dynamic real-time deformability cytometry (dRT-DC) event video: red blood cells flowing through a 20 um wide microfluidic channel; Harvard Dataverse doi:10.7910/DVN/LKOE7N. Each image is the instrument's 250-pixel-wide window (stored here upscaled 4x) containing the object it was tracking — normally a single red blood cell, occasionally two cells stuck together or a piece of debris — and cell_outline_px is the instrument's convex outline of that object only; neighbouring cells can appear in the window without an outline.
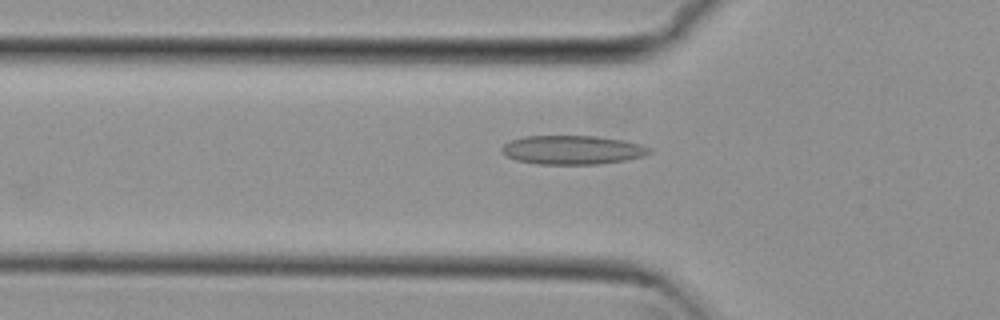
{"species": "common noctule bat (a hibernating species)", "species_latin": "Nyctalus noctula", "temperature_condition": "cold", "stored_images_in_passage": 37, "camera_frame_rate_fps": 3000, "um_per_image_px": 0.085, "animal": {"sex": "female", "body_mass_g": 29.2, "forearm_length_mm": 56.3}, "frame": {"image": 1, "passage_image": 6, "time_ms": 1.667, "image_size_px": [1000, 320], "cell_outline_px": [[652, 152], [644, 156], [624, 160], [596, 164], [536, 164], [516, 160], [504, 156], [500, 152], [500, 148], [504, 144], [512, 140], [524, 136], [596, 136], [624, 140], [640, 144], [652, 148]], "centroid_in_image_um": [48.63, 12.74], "position_along_channel_um": 77.2, "area_um2": 25.03}}
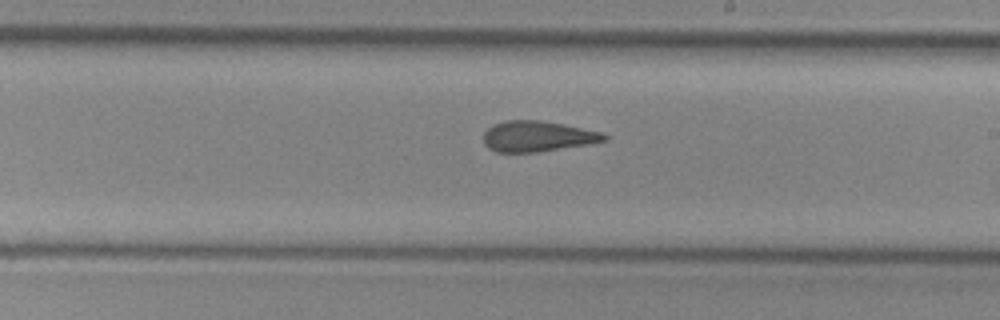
{"frame": {"image": 2, "passage_image": 19, "time_ms": 6.0, "image_size_px": [1000, 320], "cell_outline_px": [[608, 140], [588, 144], [536, 152], [496, 152], [488, 148], [484, 144], [484, 132], [492, 124], [504, 120], [540, 120], [564, 124], [604, 132], [608, 136]], "centroid_in_image_um": [45.69, 11.58], "position_along_channel_um": 243.3, "area_um2": 21.73}}
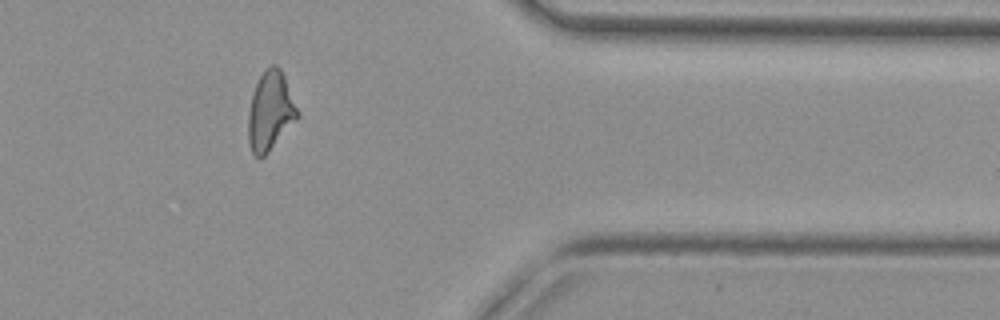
{"frame": {"image": 3, "passage_image": 32, "time_ms": 10.333, "image_size_px": [1000, 320], "cell_outline_px": [[300, 116], [268, 152], [260, 160], [252, 152], [248, 144], [248, 112], [252, 92], [264, 68], [272, 64], [276, 64], [280, 68], [284, 76], [300, 112]], "centroid_in_image_um": [22.97, 9.44], "position_along_channel_um": 388.4, "area_um2": 22.89}}